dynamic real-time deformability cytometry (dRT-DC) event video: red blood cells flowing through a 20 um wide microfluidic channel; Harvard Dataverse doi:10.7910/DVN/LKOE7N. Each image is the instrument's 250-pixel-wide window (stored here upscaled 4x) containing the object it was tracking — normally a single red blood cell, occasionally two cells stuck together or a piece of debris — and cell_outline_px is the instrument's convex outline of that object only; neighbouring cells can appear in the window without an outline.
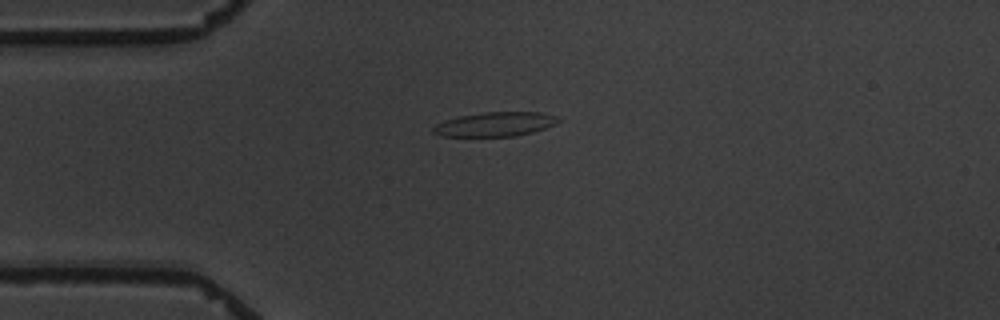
{"species": "common noctule bat (a hibernating species)", "species_latin": "Nyctalus noctula", "temperature_condition": "warm", "stored_images_in_passage": 1, "camera_frame_rate_fps": 3000, "um_per_image_px": 0.085, "animal": {"sex": "male", "body_mass_g": 19.5, "forearm_length_mm": 54.6}, "frame": {"image": 1, "passage_image": 1, "time_ms": 0.0, "image_size_px": [1000, 320], "cell_outline_px": [[560, 120], [556, 124], [532, 132], [516, 136], [440, 136], [432, 132], [432, 128], [436, 124], [444, 120], [460, 116], [484, 112], [540, 112], [556, 116]], "centroid_in_image_um": [42.07, 10.56], "position_along_channel_um": 42.9, "area_um2": 17.63}}